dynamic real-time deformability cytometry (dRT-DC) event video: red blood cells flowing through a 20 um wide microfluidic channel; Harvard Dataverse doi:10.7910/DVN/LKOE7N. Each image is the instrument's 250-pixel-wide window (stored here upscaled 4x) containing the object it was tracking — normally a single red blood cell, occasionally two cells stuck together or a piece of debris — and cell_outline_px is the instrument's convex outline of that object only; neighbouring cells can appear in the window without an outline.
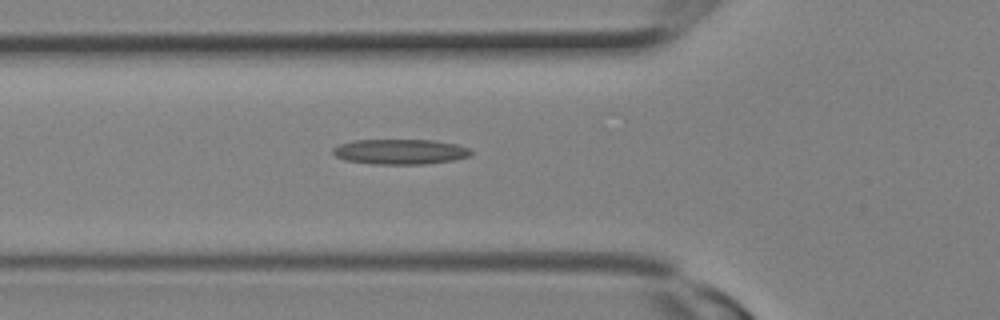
{"species": "Egyptian fruit bat (a non-hibernating species)", "species_latin": "Rousettus aegyptiacus", "temperature_condition": "room temperature", "stored_images_in_passage": 4, "camera_frame_rate_fps": 3000, "um_per_image_px": 0.085, "animal": {"sex": "female"}, "frame": {"image": 1, "passage_image": 4, "time_ms": 1.0, "image_size_px": [1000, 320], "cell_outline_px": [[472, 156], [452, 160], [424, 164], [372, 164], [344, 160], [336, 156], [332, 152], [332, 148], [340, 144], [356, 140], [432, 140], [456, 144], [468, 148], [472, 152]], "centroid_in_image_um": [34.0, 12.9], "position_along_channel_um": 91.8, "area_um2": 20.23}}